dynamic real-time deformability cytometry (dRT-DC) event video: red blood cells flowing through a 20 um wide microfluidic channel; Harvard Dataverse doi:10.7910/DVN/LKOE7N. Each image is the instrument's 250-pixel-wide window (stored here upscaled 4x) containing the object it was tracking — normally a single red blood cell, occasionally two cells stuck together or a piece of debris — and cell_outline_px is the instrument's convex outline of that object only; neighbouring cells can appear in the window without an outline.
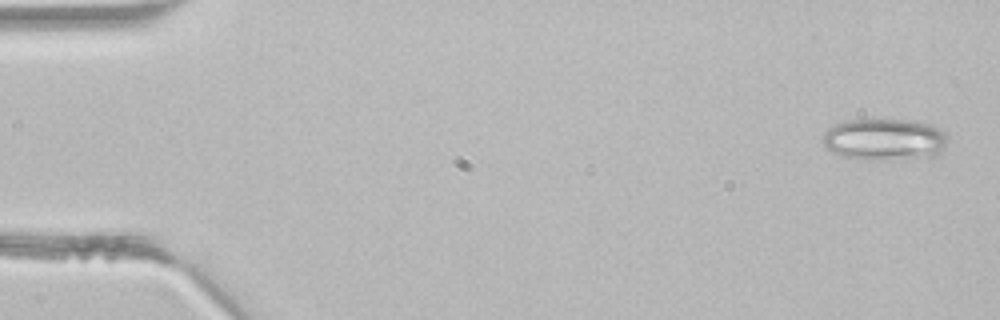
{"species": "common noctule bat (a hibernating species)", "species_latin": "Nyctalus noctula", "temperature_condition": "room temperature", "stored_images_in_passage": 3, "camera_frame_rate_fps": 3000, "um_per_image_px": 0.085, "animal": {"sex": "male", "body_mass_g": 21.5, "forearm_length_mm": 52.0}, "frame": {"image": 1, "passage_image": 1, "time_ms": 0.0, "image_size_px": [1000, 320], "cell_outline_px": [[952, 140], [940, 152], [932, 156], [884, 160], [864, 160], [840, 156], [832, 152], [820, 140], [824, 132], [828, 128], [836, 124], [848, 120], [916, 120], [932, 124], [944, 132]], "centroid_in_image_um": [75.21, 11.85], "position_along_channel_um": 9.8, "area_um2": 30.87}}